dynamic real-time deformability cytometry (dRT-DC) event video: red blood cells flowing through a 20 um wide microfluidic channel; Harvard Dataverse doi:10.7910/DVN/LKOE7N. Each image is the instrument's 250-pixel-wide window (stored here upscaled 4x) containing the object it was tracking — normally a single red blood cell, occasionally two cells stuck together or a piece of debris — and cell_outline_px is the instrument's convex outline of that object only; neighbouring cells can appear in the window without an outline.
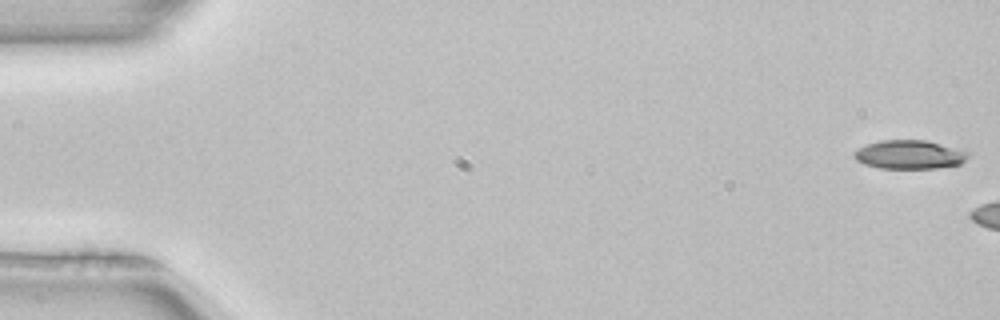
{"species": "common noctule bat (a hibernating species)", "species_latin": "Nyctalus noctula", "temperature_condition": "room temperature", "stored_images_in_passage": 6, "camera_frame_rate_fps": 3000, "um_per_image_px": 0.085, "animal": {"sex": "female", "body_mass_g": 22.7, "forearm_length_mm": 54.2}, "frame": {"image": 1, "passage_image": 1, "time_ms": 0.0, "image_size_px": [1000, 320], "cell_outline_px": [[968, 156], [960, 164], [936, 168], [880, 168], [864, 164], [856, 160], [852, 156], [852, 152], [868, 144], [880, 140], [924, 140], [968, 152]], "centroid_in_image_um": [77.24, 13.14], "position_along_channel_um": 7.8, "area_um2": 18.79}}